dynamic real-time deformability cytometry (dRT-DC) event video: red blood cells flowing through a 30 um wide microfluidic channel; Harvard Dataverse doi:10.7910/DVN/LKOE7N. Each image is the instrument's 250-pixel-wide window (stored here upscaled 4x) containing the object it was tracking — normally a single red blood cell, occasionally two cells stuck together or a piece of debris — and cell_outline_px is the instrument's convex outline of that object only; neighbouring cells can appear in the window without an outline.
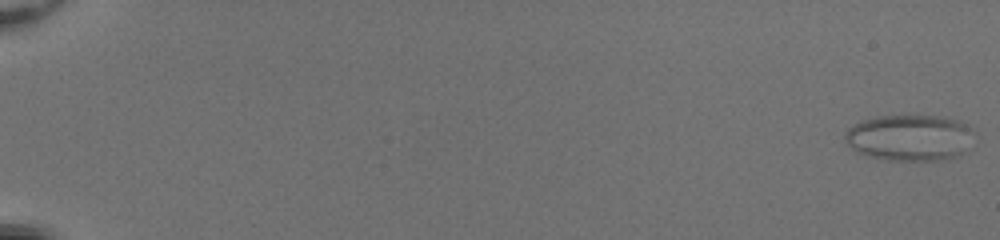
{"species": "common noctule bat (a hibernating species)", "species_latin": "Nyctalus noctula", "temperature_condition": "room temperature", "stored_images_in_passage": 53, "camera_frame_rate_fps": 3000, "um_per_image_px": 0.085, "animal": {"sex": "female", "body_mass_g": 20.0, "forearm_length_mm": 54.0}, "frame": {"image": 1, "passage_image": 1, "time_ms": 0.0, "image_size_px": [1000, 240], "cell_outline_px": [[976, 132], [964, 152], [960, 156], [944, 160], [884, 160], [856, 152], [844, 140], [844, 132], [848, 128], [860, 120], [876, 116], [944, 116], [960, 120], [968, 124]], "centroid_in_image_um": [77.35, 11.69], "position_along_channel_um": 7.7, "area_um2": 35.37}}
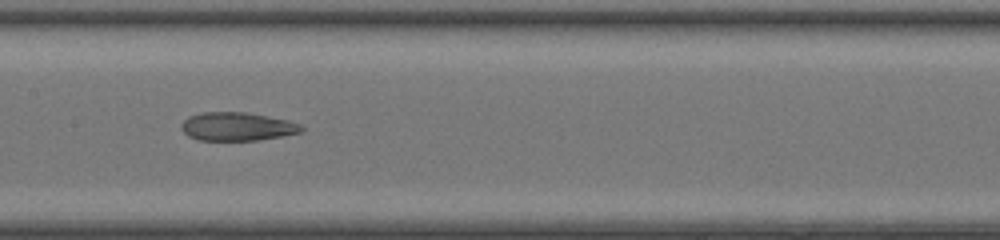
{"frame": {"image": 2, "passage_image": 30, "time_ms": 9.667, "image_size_px": [1000, 240], "cell_outline_px": [[304, 132], [256, 140], [196, 140], [188, 136], [180, 128], [180, 124], [188, 116], [200, 112], [244, 112], [268, 116], [288, 120], [300, 124], [304, 128]], "centroid_in_image_um": [20.13, 10.75], "position_along_channel_um": 187.3, "area_um2": 20.0}}
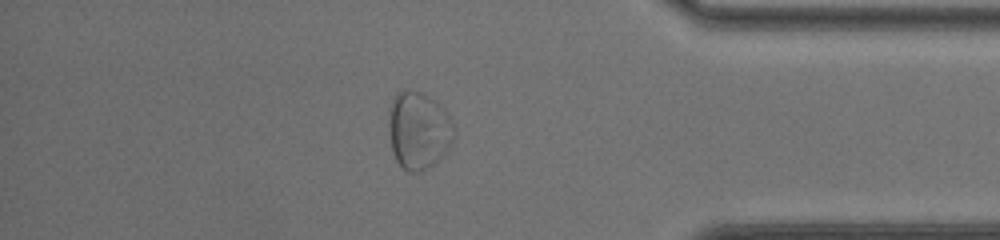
{"frame": {"image": 3, "passage_image": 47, "time_ms": 15.333, "image_size_px": [1000, 240], "cell_outline_px": [[456, 136], [452, 144], [432, 164], [416, 172], [408, 172], [396, 160], [392, 148], [388, 124], [388, 108], [396, 92], [404, 88], [408, 88], [424, 92], [436, 100], [444, 108], [452, 120]], "centroid_in_image_um": [35.57, 10.99], "position_along_channel_um": 399.6, "area_um2": 29.88}, "authors_computed_cell_mechanics": {"area_um2": 26.5302, "velocity_mm_per_s": 4.0891, "shape_relaxation_time_tau1_ms": null, "shape_relaxation_time_tau2_ms": 1.322, "deformation_change_tau1": null, "deformation_change_tau2": 0.0845}}